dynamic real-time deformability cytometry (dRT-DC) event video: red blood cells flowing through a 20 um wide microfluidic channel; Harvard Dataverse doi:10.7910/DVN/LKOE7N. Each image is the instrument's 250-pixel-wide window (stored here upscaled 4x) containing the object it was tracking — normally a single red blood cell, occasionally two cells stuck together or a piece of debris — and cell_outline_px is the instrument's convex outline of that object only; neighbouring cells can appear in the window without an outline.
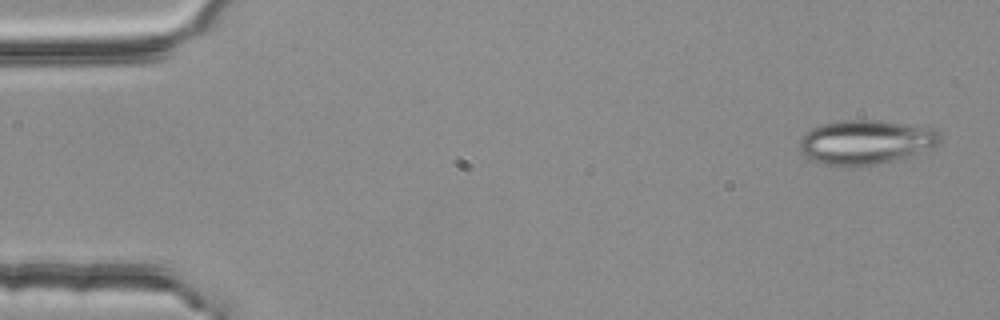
{"species": "common noctule bat (a hibernating species)", "species_latin": "Nyctalus noctula", "temperature_condition": "room temperature", "stored_images_in_passage": 7, "camera_frame_rate_fps": 3000, "um_per_image_px": 0.085, "animal": {"sex": "female", "body_mass_g": 25.1}, "frame": {"image": 1, "passage_image": 1, "time_ms": 0.0, "image_size_px": [1000, 320], "cell_outline_px": [[940, 140], [932, 148], [908, 156], [876, 164], [824, 164], [812, 160], [804, 156], [800, 152], [800, 140], [804, 132], [820, 124], [840, 120], [872, 120], [904, 124], [932, 128], [940, 132]], "centroid_in_image_um": [73.55, 12.05], "position_along_channel_um": 11.5, "area_um2": 35.6}}
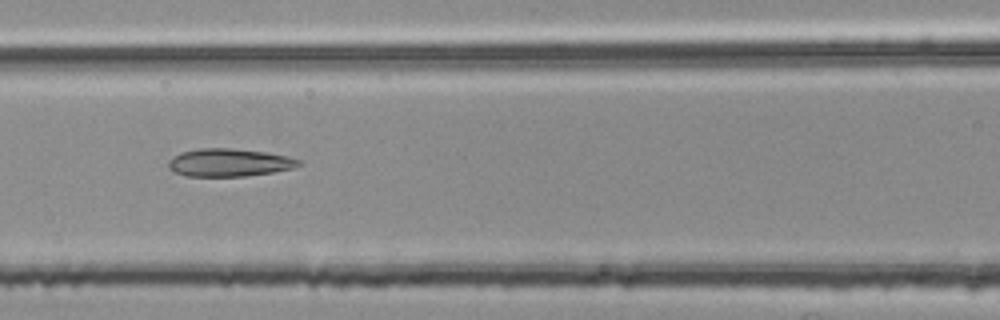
{"frame": {"image": 2, "passage_image": 6, "time_ms": 1.667, "image_size_px": [1000, 320], "cell_outline_px": [[304, 160], [300, 164], [292, 168], [272, 172], [244, 176], [184, 176], [168, 168], [168, 160], [180, 152], [200, 148], [232, 148], [264, 152], [288, 156]], "centroid_in_image_um": [19.47, 13.81], "position_along_channel_um": 147.1, "area_um2": 21.15}}
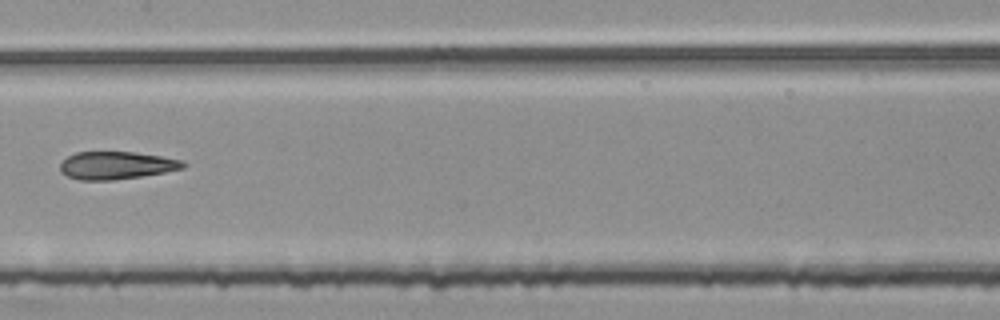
{"frame": {"image": 3, "passage_image": 7, "time_ms": 2.0, "image_size_px": [1000, 320], "cell_outline_px": [[188, 164], [184, 168], [164, 172], [140, 176], [112, 180], [80, 180], [68, 176], [60, 172], [60, 164], [68, 156], [76, 152], [136, 152], [184, 160]], "centroid_in_image_um": [9.91, 14.05], "position_along_channel_um": 197.5, "area_um2": 19.83}}